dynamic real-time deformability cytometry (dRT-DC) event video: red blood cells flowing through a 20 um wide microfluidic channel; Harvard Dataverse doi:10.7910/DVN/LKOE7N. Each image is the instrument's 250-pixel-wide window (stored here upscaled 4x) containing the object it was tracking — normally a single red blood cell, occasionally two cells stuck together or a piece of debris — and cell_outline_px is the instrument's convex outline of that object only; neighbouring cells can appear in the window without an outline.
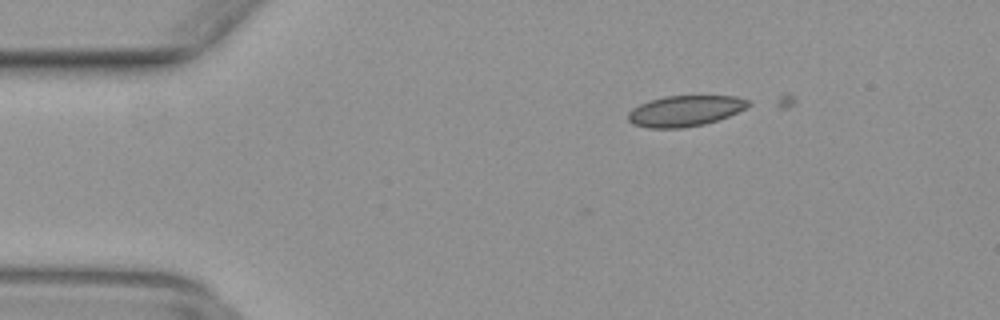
{"species": "common noctule bat (a hibernating species)", "species_latin": "Nyctalus noctula", "temperature_condition": "warm", "stored_images_in_passage": 11, "camera_frame_rate_fps": 3000, "um_per_image_px": 0.085, "animal": {"sex": "female", "body_mass_g": 29.2, "forearm_length_mm": 56.3}, "frame": {"image": 1, "passage_image": 2, "time_ms": 0.333, "image_size_px": [1000, 320], "cell_outline_px": [[752, 104], [728, 116], [704, 124], [680, 128], [648, 128], [632, 124], [628, 120], [628, 112], [632, 108], [648, 100], [664, 96], [736, 96], [748, 100]], "centroid_in_image_um": [58.18, 9.42], "position_along_channel_um": 26.8, "area_um2": 21.5}}
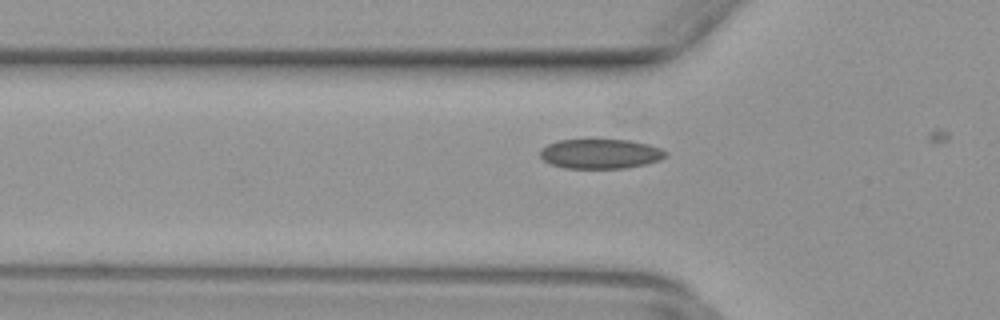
{"frame": {"image": 2, "passage_image": 10, "time_ms": 3.0, "image_size_px": [1000, 320], "cell_outline_px": [[668, 152], [660, 160], [644, 164], [624, 168], [564, 168], [552, 164], [544, 160], [540, 156], [540, 148], [556, 140], [628, 140], [648, 144], [660, 148]], "centroid_in_image_um": [51.01, 13.07], "position_along_channel_um": 74.8, "area_um2": 21.56}}